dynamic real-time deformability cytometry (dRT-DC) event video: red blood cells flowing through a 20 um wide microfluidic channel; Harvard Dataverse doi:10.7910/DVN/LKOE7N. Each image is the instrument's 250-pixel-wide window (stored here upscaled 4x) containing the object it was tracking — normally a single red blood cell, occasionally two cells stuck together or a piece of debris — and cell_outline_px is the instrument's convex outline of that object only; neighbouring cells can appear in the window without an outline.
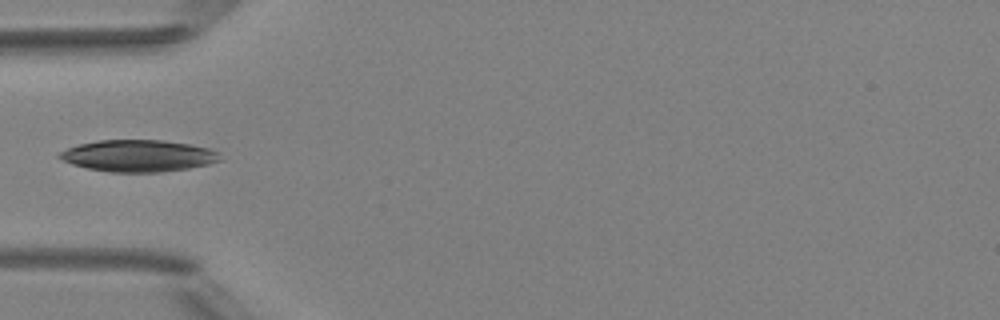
{"species": "Egyptian fruit bat (a non-hibernating species)", "species_latin": "Rousettus aegyptiacus", "temperature_condition": "room temperature", "stored_images_in_passage": 6, "camera_frame_rate_fps": 3000, "um_per_image_px": 0.085, "animal": {"sex": "female"}, "frame": {"image": 1, "passage_image": 4, "time_ms": 4.333, "image_size_px": [1000, 320], "cell_outline_px": [[224, 160], [208, 164], [188, 168], [160, 172], [112, 172], [88, 168], [72, 164], [56, 156], [60, 152], [68, 148], [80, 144], [96, 140], [164, 140], [192, 144], [212, 148]], "centroid_in_image_um": [11.8, 13.23], "position_along_channel_um": 73.2, "area_um2": 29.77}}
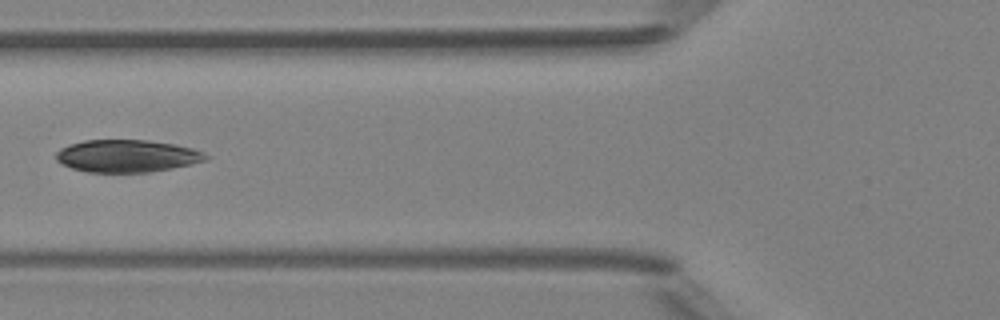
{"frame": {"image": 2, "passage_image": 5, "time_ms": 5.333, "image_size_px": [1000, 320], "cell_outline_px": [[212, 156], [208, 160], [192, 164], [172, 168], [148, 172], [88, 172], [72, 168], [56, 160], [56, 152], [60, 148], [84, 140], [148, 140], [176, 144], [192, 148], [204, 152]], "centroid_in_image_um": [10.86, 13.25], "position_along_channel_um": 114.9, "area_um2": 28.38}}
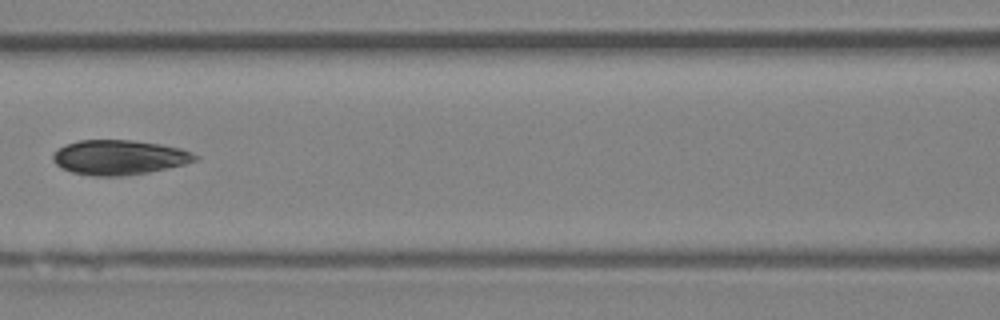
{"frame": {"image": 3, "passage_image": 6, "time_ms": 6.333, "image_size_px": [1000, 320], "cell_outline_px": [[200, 156], [196, 160], [184, 164], [148, 172], [120, 176], [92, 176], [72, 172], [56, 164], [52, 160], [52, 156], [64, 144], [80, 140], [132, 140], [160, 144], [180, 148]], "centroid_in_image_um": [10.12, 13.37], "position_along_channel_um": 156.5, "area_um2": 28.55}}